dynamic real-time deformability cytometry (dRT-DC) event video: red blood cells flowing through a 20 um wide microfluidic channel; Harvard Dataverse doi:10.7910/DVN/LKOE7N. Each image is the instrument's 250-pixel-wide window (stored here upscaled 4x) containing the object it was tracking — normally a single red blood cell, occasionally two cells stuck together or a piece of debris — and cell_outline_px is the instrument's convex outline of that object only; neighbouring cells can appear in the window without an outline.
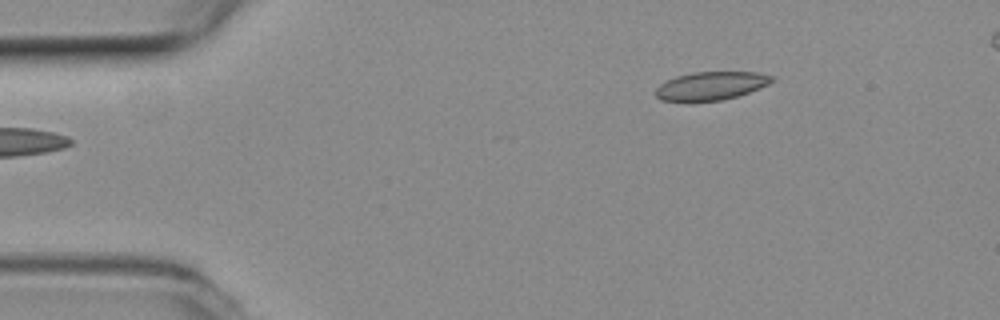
{"species": "common noctule bat (a hibernating species)", "species_latin": "Nyctalus noctula", "temperature_condition": "room temperature", "stored_images_in_passage": 46, "camera_frame_rate_fps": 3000, "um_per_image_px": 0.085, "animal": {"sex": "female", "body_mass_g": 19.3, "forearm_length_mm": 54.1}, "frame": {"image": 1, "passage_image": 1, "time_ms": 0.0, "image_size_px": [1000, 320], "cell_outline_px": [[776, 80], [768, 84], [748, 92], [736, 96], [720, 100], [688, 104], [660, 100], [656, 96], [656, 88], [660, 84], [676, 76], [692, 72], [756, 72], [772, 76]], "centroid_in_image_um": [60.36, 7.33], "position_along_channel_um": 24.6, "area_um2": 19.59}}
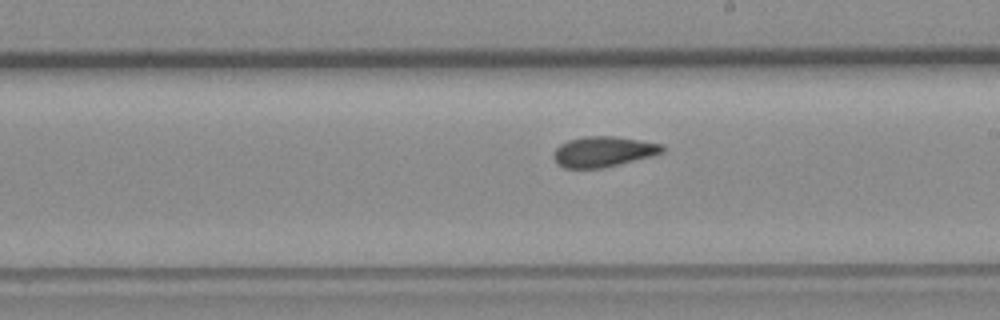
{"frame": {"image": 2, "passage_image": 23, "time_ms": 7.333, "image_size_px": [1000, 320], "cell_outline_px": [[664, 152], [652, 156], [604, 168], [564, 168], [556, 164], [552, 156], [556, 148], [560, 144], [568, 140], [584, 136], [616, 136], [664, 144]], "centroid_in_image_um": [51.27, 12.89], "position_along_channel_um": 237.7, "area_um2": 19.54}}
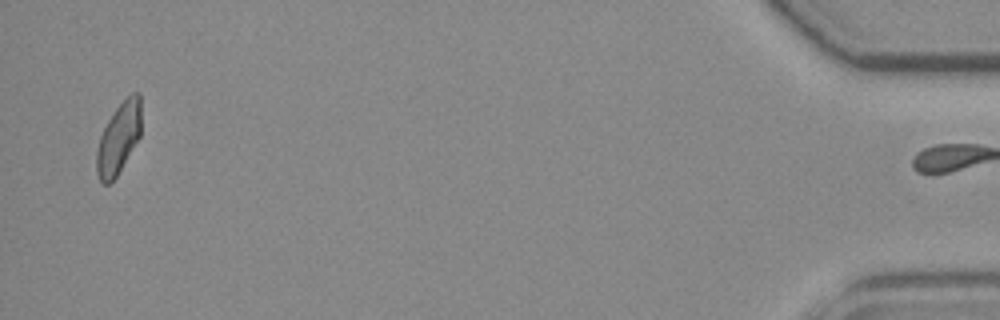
{"frame": {"image": 3, "passage_image": 45, "time_ms": 14.667, "image_size_px": [1000, 320], "cell_outline_px": [[140, 136], [116, 176], [108, 184], [104, 184], [100, 180], [96, 172], [96, 152], [100, 136], [108, 120], [116, 108], [132, 92], [140, 92]], "centroid_in_image_um": [10.07, 11.74], "position_along_channel_um": 425.1, "area_um2": 18.09}, "authors_computed_cell_mechanics": {"area_um2": 19.1607, "velocity_mm_per_s": 3.8411, "shape_relaxation_time_tau1_ms": null, "shape_relaxation_time_tau2_ms": 2.6355, "deformation_change_tau1": null, "deformation_change_tau2": 0.0655}}